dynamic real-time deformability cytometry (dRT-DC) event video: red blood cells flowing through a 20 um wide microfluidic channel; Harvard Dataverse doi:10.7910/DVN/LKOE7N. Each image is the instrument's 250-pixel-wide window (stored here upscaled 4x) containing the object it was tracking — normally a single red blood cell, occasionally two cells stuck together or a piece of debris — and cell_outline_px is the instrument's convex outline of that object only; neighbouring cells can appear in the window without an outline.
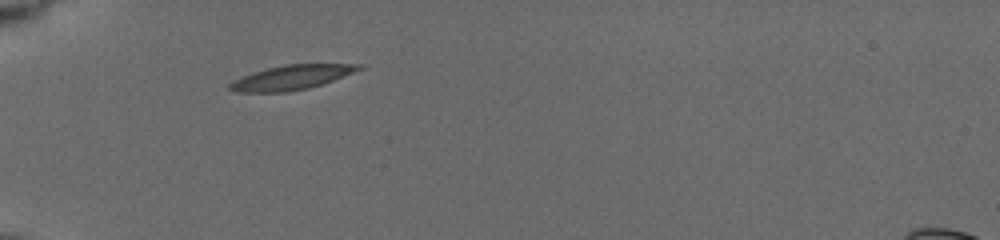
{"species": "common noctule bat (a hibernating species)", "species_latin": "Nyctalus noctula", "temperature_condition": "cold", "stored_images_in_passage": 6, "camera_frame_rate_fps": 3000, "um_per_image_px": 0.085, "animal": {"sex": "female", "body_mass_g": 19.5, "forearm_length_mm": 54.1}, "frame": {"image": 1, "passage_image": 1, "time_ms": 0.0, "image_size_px": [1000, 240], "cell_outline_px": [[364, 68], [332, 80], [308, 88], [288, 92], [236, 92], [228, 88], [228, 84], [232, 80], [240, 76], [252, 72], [284, 64], [364, 64]], "centroid_in_image_um": [24.72, 6.58], "position_along_channel_um": 60.3, "area_um2": 18.44}}
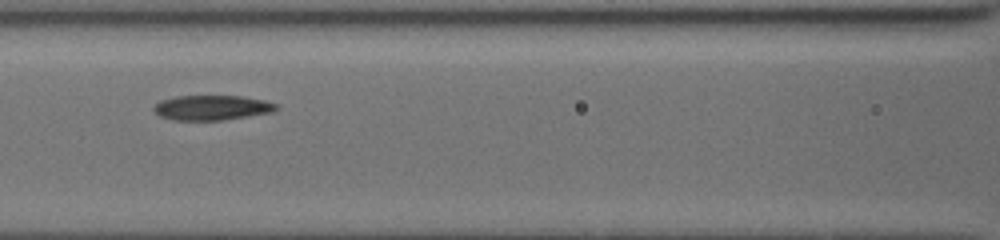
{"frame": {"image": 2, "passage_image": 4, "time_ms": 2.667, "image_size_px": [1000, 240], "cell_outline_px": [[280, 108], [272, 112], [248, 116], [220, 120], [172, 120], [160, 116], [152, 108], [160, 100], [176, 96], [244, 96], [264, 100], [280, 104]], "centroid_in_image_um": [18.05, 9.14], "position_along_channel_um": 148.6, "area_um2": 17.86}}
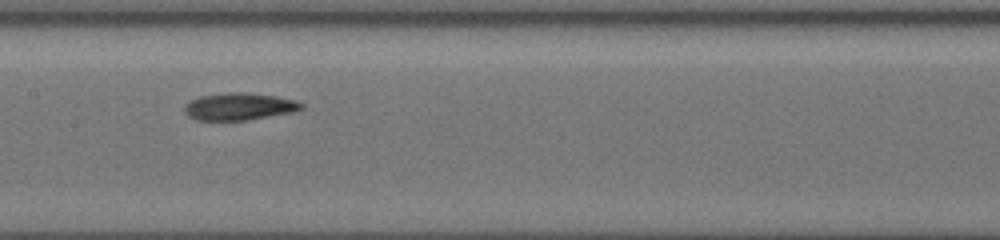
{"frame": {"image": 3, "passage_image": 5, "time_ms": 3.667, "image_size_px": [1000, 240], "cell_outline_px": [[304, 108], [292, 112], [244, 120], [196, 120], [188, 116], [184, 112], [184, 104], [200, 96], [228, 92], [244, 92], [276, 96], [296, 100], [304, 104]], "centroid_in_image_um": [20.32, 9.05], "position_along_channel_um": 187.1, "area_um2": 18.5}}